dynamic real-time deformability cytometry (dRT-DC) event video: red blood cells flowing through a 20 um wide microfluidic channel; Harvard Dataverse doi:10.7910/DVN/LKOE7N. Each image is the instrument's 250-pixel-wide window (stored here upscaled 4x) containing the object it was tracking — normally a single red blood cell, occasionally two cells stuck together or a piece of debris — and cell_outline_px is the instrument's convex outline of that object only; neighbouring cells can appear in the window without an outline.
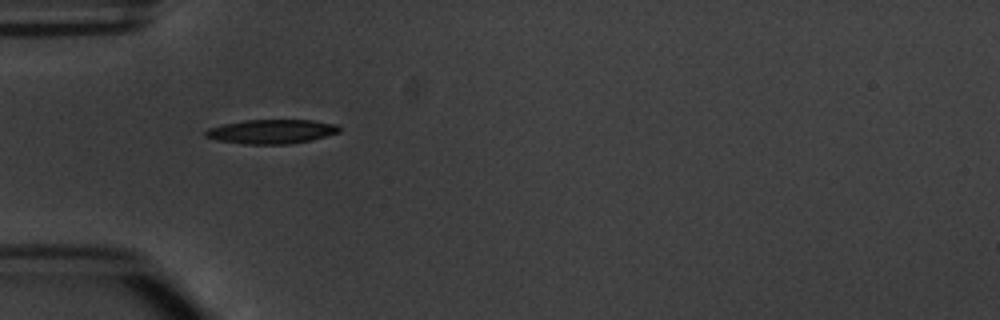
{"species": "common noctule bat (a hibernating species)", "species_latin": "Nyctalus noctula", "temperature_condition": "warm", "stored_images_in_passage": 5, "camera_frame_rate_fps": 3000, "um_per_image_px": 0.085, "animal": {"sex": "male", "body_mass_g": 20.1, "forearm_length_mm": 53.5}, "frame": {"image": 1, "passage_image": 4, "time_ms": 4.333, "image_size_px": [1000, 320], "cell_outline_px": [[340, 132], [312, 140], [288, 144], [244, 144], [216, 140], [204, 136], [204, 132], [208, 128], [224, 124], [244, 120], [312, 120], [336, 124], [340, 128]], "centroid_in_image_um": [23.07, 11.18], "position_along_channel_um": 61.9, "area_um2": 18.9}}